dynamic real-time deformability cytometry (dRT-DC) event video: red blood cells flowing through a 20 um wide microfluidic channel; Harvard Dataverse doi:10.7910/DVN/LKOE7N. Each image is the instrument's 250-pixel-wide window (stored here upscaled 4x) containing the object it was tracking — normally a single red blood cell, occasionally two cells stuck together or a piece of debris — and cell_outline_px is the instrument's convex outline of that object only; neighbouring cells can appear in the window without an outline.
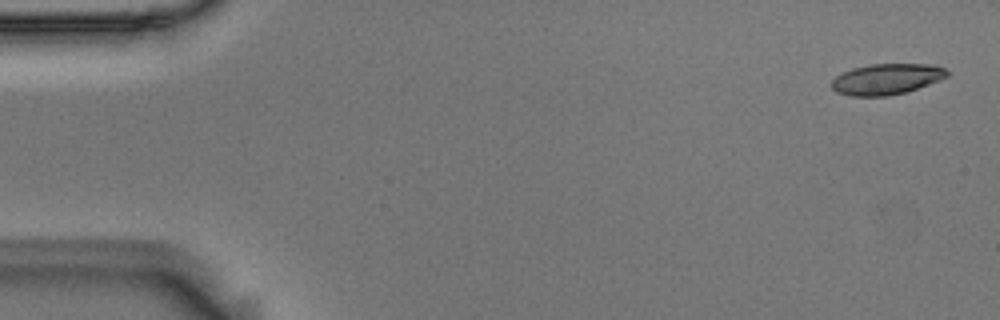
{"species": "Egyptian fruit bat (a non-hibernating species)", "species_latin": "Rousettus aegyptiacus", "temperature_condition": "room temperature", "stored_images_in_passage": 51, "camera_frame_rate_fps": 3000, "um_per_image_px": 0.085, "animal": {"sex": "male"}, "frame": {"image": 1, "passage_image": 1, "time_ms": 0.0, "image_size_px": [1000, 320], "cell_outline_px": [[948, 76], [940, 80], [908, 92], [888, 96], [852, 96], [836, 92], [832, 88], [832, 80], [836, 76], [852, 68], [872, 64], [936, 64], [944, 68], [948, 72]], "centroid_in_image_um": [75.39, 6.72], "position_along_channel_um": 9.6, "area_um2": 20.87}}
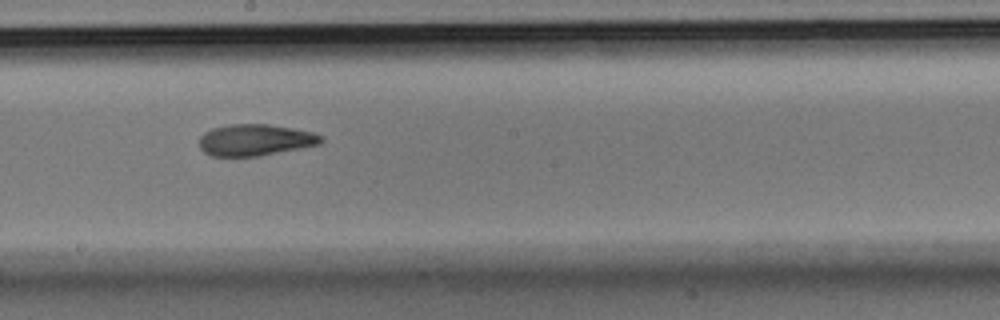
{"frame": {"image": 2, "passage_image": 29, "time_ms": 9.333, "image_size_px": [1000, 320], "cell_outline_px": [[324, 140], [320, 144], [260, 156], [212, 156], [204, 152], [200, 148], [200, 136], [204, 132], [212, 128], [232, 124], [268, 124], [292, 128], [312, 132], [324, 136]], "centroid_in_image_um": [21.7, 11.9], "position_along_channel_um": 226.5, "area_um2": 22.37}}
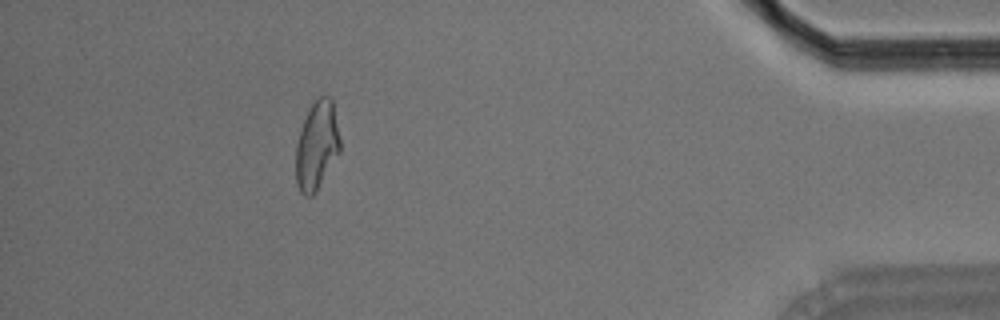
{"frame": {"image": 3, "passage_image": 48, "time_ms": 15.667, "image_size_px": [1000, 320], "cell_outline_px": [[340, 152], [316, 192], [312, 196], [304, 196], [300, 192], [296, 184], [296, 144], [304, 120], [312, 104], [320, 96], [328, 96], [332, 100], [340, 140]], "centroid_in_image_um": [26.93, 12.42], "position_along_channel_um": 408.3, "area_um2": 22.6}}